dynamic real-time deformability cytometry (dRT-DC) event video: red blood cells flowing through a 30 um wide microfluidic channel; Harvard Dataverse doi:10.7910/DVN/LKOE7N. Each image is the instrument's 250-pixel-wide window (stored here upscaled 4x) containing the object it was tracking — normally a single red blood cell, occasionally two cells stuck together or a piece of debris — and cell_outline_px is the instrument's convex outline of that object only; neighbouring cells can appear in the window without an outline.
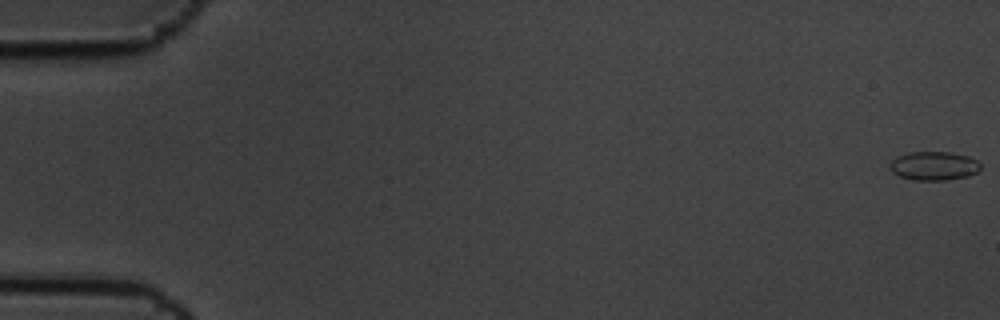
{"species": "common noctule bat (a hibernating species)", "species_latin": "Nyctalus noctula", "temperature_condition": "cold", "stored_images_in_passage": 5, "camera_frame_rate_fps": 3000, "um_per_image_px": 0.085, "animal": {"sex": "male", "body_mass_g": 19.5, "forearm_length_mm": 54.6}, "frame": {"image": 1, "passage_image": 1, "time_ms": 0.0, "image_size_px": [1000, 320], "cell_outline_px": [[980, 168], [976, 172], [968, 176], [948, 180], [912, 180], [900, 176], [892, 172], [888, 164], [896, 156], [908, 152], [952, 152], [968, 156], [976, 160], [980, 164]], "centroid_in_image_um": [79.35, 14.09], "position_along_channel_um": 5.6, "area_um2": 15.32}}